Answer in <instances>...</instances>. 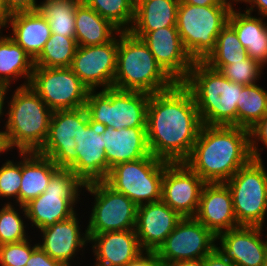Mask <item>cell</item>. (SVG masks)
I'll list each match as a JSON object with an SVG mask.
<instances>
[{
    "mask_svg": "<svg viewBox=\"0 0 267 266\" xmlns=\"http://www.w3.org/2000/svg\"><path fill=\"white\" fill-rule=\"evenodd\" d=\"M202 125L194 97L183 83L150 95L146 135L154 157L169 163L185 162Z\"/></svg>",
    "mask_w": 267,
    "mask_h": 266,
    "instance_id": "cell-1",
    "label": "cell"
},
{
    "mask_svg": "<svg viewBox=\"0 0 267 266\" xmlns=\"http://www.w3.org/2000/svg\"><path fill=\"white\" fill-rule=\"evenodd\" d=\"M252 159L248 129L202 125L185 163L206 183H225Z\"/></svg>",
    "mask_w": 267,
    "mask_h": 266,
    "instance_id": "cell-2",
    "label": "cell"
},
{
    "mask_svg": "<svg viewBox=\"0 0 267 266\" xmlns=\"http://www.w3.org/2000/svg\"><path fill=\"white\" fill-rule=\"evenodd\" d=\"M52 112L30 85L4 90L2 123L14 152H38L42 148Z\"/></svg>",
    "mask_w": 267,
    "mask_h": 266,
    "instance_id": "cell-3",
    "label": "cell"
},
{
    "mask_svg": "<svg viewBox=\"0 0 267 266\" xmlns=\"http://www.w3.org/2000/svg\"><path fill=\"white\" fill-rule=\"evenodd\" d=\"M183 84L191 91L202 124L237 126V103L245 85L227 79L203 61H195Z\"/></svg>",
    "mask_w": 267,
    "mask_h": 266,
    "instance_id": "cell-4",
    "label": "cell"
},
{
    "mask_svg": "<svg viewBox=\"0 0 267 266\" xmlns=\"http://www.w3.org/2000/svg\"><path fill=\"white\" fill-rule=\"evenodd\" d=\"M174 84L142 39L129 31L118 34L117 69L113 88L151 95L165 91Z\"/></svg>",
    "mask_w": 267,
    "mask_h": 266,
    "instance_id": "cell-5",
    "label": "cell"
},
{
    "mask_svg": "<svg viewBox=\"0 0 267 266\" xmlns=\"http://www.w3.org/2000/svg\"><path fill=\"white\" fill-rule=\"evenodd\" d=\"M85 185L71 169L59 168L51 176L45 191L24 205L30 231L33 230L29 233L33 234L35 230L49 227L82 211L78 207L86 201L82 198Z\"/></svg>",
    "mask_w": 267,
    "mask_h": 266,
    "instance_id": "cell-6",
    "label": "cell"
},
{
    "mask_svg": "<svg viewBox=\"0 0 267 266\" xmlns=\"http://www.w3.org/2000/svg\"><path fill=\"white\" fill-rule=\"evenodd\" d=\"M231 5L195 6L179 3L176 27L185 50L194 61H203L215 48L228 23Z\"/></svg>",
    "mask_w": 267,
    "mask_h": 266,
    "instance_id": "cell-7",
    "label": "cell"
},
{
    "mask_svg": "<svg viewBox=\"0 0 267 266\" xmlns=\"http://www.w3.org/2000/svg\"><path fill=\"white\" fill-rule=\"evenodd\" d=\"M150 94L115 88L90 90L85 108L96 122L114 129L146 127Z\"/></svg>",
    "mask_w": 267,
    "mask_h": 266,
    "instance_id": "cell-8",
    "label": "cell"
},
{
    "mask_svg": "<svg viewBox=\"0 0 267 266\" xmlns=\"http://www.w3.org/2000/svg\"><path fill=\"white\" fill-rule=\"evenodd\" d=\"M232 194L240 226L266 227L267 167L264 159H252L225 182Z\"/></svg>",
    "mask_w": 267,
    "mask_h": 266,
    "instance_id": "cell-9",
    "label": "cell"
},
{
    "mask_svg": "<svg viewBox=\"0 0 267 266\" xmlns=\"http://www.w3.org/2000/svg\"><path fill=\"white\" fill-rule=\"evenodd\" d=\"M84 193L88 204L89 199L93 201L91 208L86 206L90 209L86 211L89 218L85 222L87 234L135 229L138 206L126 195L114 190L104 180L87 183ZM89 195L92 198L87 197Z\"/></svg>",
    "mask_w": 267,
    "mask_h": 266,
    "instance_id": "cell-10",
    "label": "cell"
},
{
    "mask_svg": "<svg viewBox=\"0 0 267 266\" xmlns=\"http://www.w3.org/2000/svg\"><path fill=\"white\" fill-rule=\"evenodd\" d=\"M166 161L149 156L122 162L110 168L104 180L114 190L126 195L137 206L161 201Z\"/></svg>",
    "mask_w": 267,
    "mask_h": 266,
    "instance_id": "cell-11",
    "label": "cell"
},
{
    "mask_svg": "<svg viewBox=\"0 0 267 266\" xmlns=\"http://www.w3.org/2000/svg\"><path fill=\"white\" fill-rule=\"evenodd\" d=\"M78 212L68 219L35 231L37 233L33 234L37 238L38 246L51 258L63 263L65 266H80L86 262L82 259H86L85 254L89 250L87 224L84 225L83 223L87 221V217L84 216L86 213L84 212L83 214L82 211L80 216L81 213ZM82 216L86 218L83 221L81 220L83 219Z\"/></svg>",
    "mask_w": 267,
    "mask_h": 266,
    "instance_id": "cell-12",
    "label": "cell"
},
{
    "mask_svg": "<svg viewBox=\"0 0 267 266\" xmlns=\"http://www.w3.org/2000/svg\"><path fill=\"white\" fill-rule=\"evenodd\" d=\"M29 85L53 112L85 107L90 91L70 67L34 66Z\"/></svg>",
    "mask_w": 267,
    "mask_h": 266,
    "instance_id": "cell-13",
    "label": "cell"
},
{
    "mask_svg": "<svg viewBox=\"0 0 267 266\" xmlns=\"http://www.w3.org/2000/svg\"><path fill=\"white\" fill-rule=\"evenodd\" d=\"M216 235L194 217H183L156 251L163 264L204 258L216 248Z\"/></svg>",
    "mask_w": 267,
    "mask_h": 266,
    "instance_id": "cell-14",
    "label": "cell"
},
{
    "mask_svg": "<svg viewBox=\"0 0 267 266\" xmlns=\"http://www.w3.org/2000/svg\"><path fill=\"white\" fill-rule=\"evenodd\" d=\"M88 122L85 107L52 112L47 139L38 153L49 157L59 168L69 169L77 160L74 137Z\"/></svg>",
    "mask_w": 267,
    "mask_h": 266,
    "instance_id": "cell-15",
    "label": "cell"
},
{
    "mask_svg": "<svg viewBox=\"0 0 267 266\" xmlns=\"http://www.w3.org/2000/svg\"><path fill=\"white\" fill-rule=\"evenodd\" d=\"M117 52L118 35L105 44L78 46L70 68L89 90L113 88Z\"/></svg>",
    "mask_w": 267,
    "mask_h": 266,
    "instance_id": "cell-16",
    "label": "cell"
},
{
    "mask_svg": "<svg viewBox=\"0 0 267 266\" xmlns=\"http://www.w3.org/2000/svg\"><path fill=\"white\" fill-rule=\"evenodd\" d=\"M130 33L143 40L158 65L175 83L186 80L195 61L185 50L176 26Z\"/></svg>",
    "mask_w": 267,
    "mask_h": 266,
    "instance_id": "cell-17",
    "label": "cell"
},
{
    "mask_svg": "<svg viewBox=\"0 0 267 266\" xmlns=\"http://www.w3.org/2000/svg\"><path fill=\"white\" fill-rule=\"evenodd\" d=\"M205 184L185 162H166L161 200L182 217H194Z\"/></svg>",
    "mask_w": 267,
    "mask_h": 266,
    "instance_id": "cell-18",
    "label": "cell"
},
{
    "mask_svg": "<svg viewBox=\"0 0 267 266\" xmlns=\"http://www.w3.org/2000/svg\"><path fill=\"white\" fill-rule=\"evenodd\" d=\"M266 227L239 226L221 232L216 248L236 266H261L267 263Z\"/></svg>",
    "mask_w": 267,
    "mask_h": 266,
    "instance_id": "cell-19",
    "label": "cell"
},
{
    "mask_svg": "<svg viewBox=\"0 0 267 266\" xmlns=\"http://www.w3.org/2000/svg\"><path fill=\"white\" fill-rule=\"evenodd\" d=\"M107 126L89 117L88 125L75 135L77 160L69 168L85 184L103 181L107 177V157L104 132Z\"/></svg>",
    "mask_w": 267,
    "mask_h": 266,
    "instance_id": "cell-20",
    "label": "cell"
},
{
    "mask_svg": "<svg viewBox=\"0 0 267 266\" xmlns=\"http://www.w3.org/2000/svg\"><path fill=\"white\" fill-rule=\"evenodd\" d=\"M182 218L162 200L139 205L134 230L141 248L156 252Z\"/></svg>",
    "mask_w": 267,
    "mask_h": 266,
    "instance_id": "cell-21",
    "label": "cell"
},
{
    "mask_svg": "<svg viewBox=\"0 0 267 266\" xmlns=\"http://www.w3.org/2000/svg\"><path fill=\"white\" fill-rule=\"evenodd\" d=\"M91 266H126L145 251L135 230L88 234Z\"/></svg>",
    "mask_w": 267,
    "mask_h": 266,
    "instance_id": "cell-22",
    "label": "cell"
},
{
    "mask_svg": "<svg viewBox=\"0 0 267 266\" xmlns=\"http://www.w3.org/2000/svg\"><path fill=\"white\" fill-rule=\"evenodd\" d=\"M194 218L216 236L240 226L234 213L231 191L225 183H206L203 186Z\"/></svg>",
    "mask_w": 267,
    "mask_h": 266,
    "instance_id": "cell-23",
    "label": "cell"
},
{
    "mask_svg": "<svg viewBox=\"0 0 267 266\" xmlns=\"http://www.w3.org/2000/svg\"><path fill=\"white\" fill-rule=\"evenodd\" d=\"M107 157V175L116 164L134 161L149 156L146 127L114 129L107 127L104 132Z\"/></svg>",
    "mask_w": 267,
    "mask_h": 266,
    "instance_id": "cell-24",
    "label": "cell"
},
{
    "mask_svg": "<svg viewBox=\"0 0 267 266\" xmlns=\"http://www.w3.org/2000/svg\"><path fill=\"white\" fill-rule=\"evenodd\" d=\"M233 7L228 24L235 30L248 56L267 68V17Z\"/></svg>",
    "mask_w": 267,
    "mask_h": 266,
    "instance_id": "cell-25",
    "label": "cell"
},
{
    "mask_svg": "<svg viewBox=\"0 0 267 266\" xmlns=\"http://www.w3.org/2000/svg\"><path fill=\"white\" fill-rule=\"evenodd\" d=\"M7 31V35L33 60L41 53L52 34L47 20L38 10L11 14Z\"/></svg>",
    "mask_w": 267,
    "mask_h": 266,
    "instance_id": "cell-26",
    "label": "cell"
},
{
    "mask_svg": "<svg viewBox=\"0 0 267 266\" xmlns=\"http://www.w3.org/2000/svg\"><path fill=\"white\" fill-rule=\"evenodd\" d=\"M33 70V58L5 33L0 39V87H17L19 81L18 87L29 85Z\"/></svg>",
    "mask_w": 267,
    "mask_h": 266,
    "instance_id": "cell-27",
    "label": "cell"
},
{
    "mask_svg": "<svg viewBox=\"0 0 267 266\" xmlns=\"http://www.w3.org/2000/svg\"><path fill=\"white\" fill-rule=\"evenodd\" d=\"M59 167L38 152H22V178L19 190V205L40 196L48 186L51 176Z\"/></svg>",
    "mask_w": 267,
    "mask_h": 266,
    "instance_id": "cell-28",
    "label": "cell"
},
{
    "mask_svg": "<svg viewBox=\"0 0 267 266\" xmlns=\"http://www.w3.org/2000/svg\"><path fill=\"white\" fill-rule=\"evenodd\" d=\"M121 31L83 1L75 14V39L78 46L101 45L112 41Z\"/></svg>",
    "mask_w": 267,
    "mask_h": 266,
    "instance_id": "cell-29",
    "label": "cell"
},
{
    "mask_svg": "<svg viewBox=\"0 0 267 266\" xmlns=\"http://www.w3.org/2000/svg\"><path fill=\"white\" fill-rule=\"evenodd\" d=\"M180 0H135V17L129 32H150L176 26Z\"/></svg>",
    "mask_w": 267,
    "mask_h": 266,
    "instance_id": "cell-30",
    "label": "cell"
},
{
    "mask_svg": "<svg viewBox=\"0 0 267 266\" xmlns=\"http://www.w3.org/2000/svg\"><path fill=\"white\" fill-rule=\"evenodd\" d=\"M82 0H40L38 11L47 20L51 33L75 37V14Z\"/></svg>",
    "mask_w": 267,
    "mask_h": 266,
    "instance_id": "cell-31",
    "label": "cell"
},
{
    "mask_svg": "<svg viewBox=\"0 0 267 266\" xmlns=\"http://www.w3.org/2000/svg\"><path fill=\"white\" fill-rule=\"evenodd\" d=\"M257 82L245 85L237 103V127L250 129L267 113V90Z\"/></svg>",
    "mask_w": 267,
    "mask_h": 266,
    "instance_id": "cell-32",
    "label": "cell"
},
{
    "mask_svg": "<svg viewBox=\"0 0 267 266\" xmlns=\"http://www.w3.org/2000/svg\"><path fill=\"white\" fill-rule=\"evenodd\" d=\"M248 57L247 51L239 41L235 30L227 23L219 33L215 48L203 60L212 69L220 70L231 61L244 60Z\"/></svg>",
    "mask_w": 267,
    "mask_h": 266,
    "instance_id": "cell-33",
    "label": "cell"
},
{
    "mask_svg": "<svg viewBox=\"0 0 267 266\" xmlns=\"http://www.w3.org/2000/svg\"><path fill=\"white\" fill-rule=\"evenodd\" d=\"M78 45L75 37L52 33L41 53L34 59V66L45 68L71 67Z\"/></svg>",
    "mask_w": 267,
    "mask_h": 266,
    "instance_id": "cell-34",
    "label": "cell"
},
{
    "mask_svg": "<svg viewBox=\"0 0 267 266\" xmlns=\"http://www.w3.org/2000/svg\"><path fill=\"white\" fill-rule=\"evenodd\" d=\"M0 245L18 243L32 236L23 205L0 204ZM22 214V215H21Z\"/></svg>",
    "mask_w": 267,
    "mask_h": 266,
    "instance_id": "cell-35",
    "label": "cell"
},
{
    "mask_svg": "<svg viewBox=\"0 0 267 266\" xmlns=\"http://www.w3.org/2000/svg\"><path fill=\"white\" fill-rule=\"evenodd\" d=\"M121 32L129 31L135 17V0H82Z\"/></svg>",
    "mask_w": 267,
    "mask_h": 266,
    "instance_id": "cell-36",
    "label": "cell"
},
{
    "mask_svg": "<svg viewBox=\"0 0 267 266\" xmlns=\"http://www.w3.org/2000/svg\"><path fill=\"white\" fill-rule=\"evenodd\" d=\"M9 158L0 161V163L2 162L0 166V201H2L0 203L2 204L6 200L4 204L19 205V190L22 178V152H15L11 159Z\"/></svg>",
    "mask_w": 267,
    "mask_h": 266,
    "instance_id": "cell-37",
    "label": "cell"
},
{
    "mask_svg": "<svg viewBox=\"0 0 267 266\" xmlns=\"http://www.w3.org/2000/svg\"><path fill=\"white\" fill-rule=\"evenodd\" d=\"M267 70L256 60L247 57L244 60L231 61V64L224 65L219 71L230 81L242 85H253L261 80Z\"/></svg>",
    "mask_w": 267,
    "mask_h": 266,
    "instance_id": "cell-38",
    "label": "cell"
},
{
    "mask_svg": "<svg viewBox=\"0 0 267 266\" xmlns=\"http://www.w3.org/2000/svg\"><path fill=\"white\" fill-rule=\"evenodd\" d=\"M37 247L36 236L18 243L0 245V266H26V262Z\"/></svg>",
    "mask_w": 267,
    "mask_h": 266,
    "instance_id": "cell-39",
    "label": "cell"
},
{
    "mask_svg": "<svg viewBox=\"0 0 267 266\" xmlns=\"http://www.w3.org/2000/svg\"><path fill=\"white\" fill-rule=\"evenodd\" d=\"M249 133L253 159H264L262 158L263 151L267 149V113L249 129Z\"/></svg>",
    "mask_w": 267,
    "mask_h": 266,
    "instance_id": "cell-40",
    "label": "cell"
},
{
    "mask_svg": "<svg viewBox=\"0 0 267 266\" xmlns=\"http://www.w3.org/2000/svg\"><path fill=\"white\" fill-rule=\"evenodd\" d=\"M26 266H65L63 263L51 258L39 246L32 252Z\"/></svg>",
    "mask_w": 267,
    "mask_h": 266,
    "instance_id": "cell-41",
    "label": "cell"
},
{
    "mask_svg": "<svg viewBox=\"0 0 267 266\" xmlns=\"http://www.w3.org/2000/svg\"><path fill=\"white\" fill-rule=\"evenodd\" d=\"M6 10L11 14L17 12L36 11L38 9V0H3Z\"/></svg>",
    "mask_w": 267,
    "mask_h": 266,
    "instance_id": "cell-42",
    "label": "cell"
},
{
    "mask_svg": "<svg viewBox=\"0 0 267 266\" xmlns=\"http://www.w3.org/2000/svg\"><path fill=\"white\" fill-rule=\"evenodd\" d=\"M203 263L204 266H236L232 261L227 260L217 248L203 258Z\"/></svg>",
    "mask_w": 267,
    "mask_h": 266,
    "instance_id": "cell-43",
    "label": "cell"
},
{
    "mask_svg": "<svg viewBox=\"0 0 267 266\" xmlns=\"http://www.w3.org/2000/svg\"><path fill=\"white\" fill-rule=\"evenodd\" d=\"M161 262L158 260L156 252L142 253L134 261H131L126 266H158Z\"/></svg>",
    "mask_w": 267,
    "mask_h": 266,
    "instance_id": "cell-44",
    "label": "cell"
},
{
    "mask_svg": "<svg viewBox=\"0 0 267 266\" xmlns=\"http://www.w3.org/2000/svg\"><path fill=\"white\" fill-rule=\"evenodd\" d=\"M243 5H246L245 11L267 17V0H245Z\"/></svg>",
    "mask_w": 267,
    "mask_h": 266,
    "instance_id": "cell-45",
    "label": "cell"
},
{
    "mask_svg": "<svg viewBox=\"0 0 267 266\" xmlns=\"http://www.w3.org/2000/svg\"><path fill=\"white\" fill-rule=\"evenodd\" d=\"M2 122H0V160L1 158L4 159L11 154V156L13 155L11 152H13V149L9 143V139H8V135L5 131V127L1 126ZM10 152V153H9ZM6 154V155H5Z\"/></svg>",
    "mask_w": 267,
    "mask_h": 266,
    "instance_id": "cell-46",
    "label": "cell"
},
{
    "mask_svg": "<svg viewBox=\"0 0 267 266\" xmlns=\"http://www.w3.org/2000/svg\"><path fill=\"white\" fill-rule=\"evenodd\" d=\"M180 2L195 6L229 5L222 0H180Z\"/></svg>",
    "mask_w": 267,
    "mask_h": 266,
    "instance_id": "cell-47",
    "label": "cell"
},
{
    "mask_svg": "<svg viewBox=\"0 0 267 266\" xmlns=\"http://www.w3.org/2000/svg\"><path fill=\"white\" fill-rule=\"evenodd\" d=\"M169 266H204V263H203V258H201L195 260L173 262L169 264Z\"/></svg>",
    "mask_w": 267,
    "mask_h": 266,
    "instance_id": "cell-48",
    "label": "cell"
},
{
    "mask_svg": "<svg viewBox=\"0 0 267 266\" xmlns=\"http://www.w3.org/2000/svg\"><path fill=\"white\" fill-rule=\"evenodd\" d=\"M10 13L6 10L4 1L0 0V23H8Z\"/></svg>",
    "mask_w": 267,
    "mask_h": 266,
    "instance_id": "cell-49",
    "label": "cell"
},
{
    "mask_svg": "<svg viewBox=\"0 0 267 266\" xmlns=\"http://www.w3.org/2000/svg\"><path fill=\"white\" fill-rule=\"evenodd\" d=\"M225 3H228L229 5H231L232 7H238L237 5H239V3H244L245 0H222Z\"/></svg>",
    "mask_w": 267,
    "mask_h": 266,
    "instance_id": "cell-50",
    "label": "cell"
},
{
    "mask_svg": "<svg viewBox=\"0 0 267 266\" xmlns=\"http://www.w3.org/2000/svg\"><path fill=\"white\" fill-rule=\"evenodd\" d=\"M4 88L0 87V122H2V109H3V94H4Z\"/></svg>",
    "mask_w": 267,
    "mask_h": 266,
    "instance_id": "cell-51",
    "label": "cell"
},
{
    "mask_svg": "<svg viewBox=\"0 0 267 266\" xmlns=\"http://www.w3.org/2000/svg\"><path fill=\"white\" fill-rule=\"evenodd\" d=\"M7 24L8 23H0V39L5 35L3 32H7Z\"/></svg>",
    "mask_w": 267,
    "mask_h": 266,
    "instance_id": "cell-52",
    "label": "cell"
},
{
    "mask_svg": "<svg viewBox=\"0 0 267 266\" xmlns=\"http://www.w3.org/2000/svg\"><path fill=\"white\" fill-rule=\"evenodd\" d=\"M158 266H169V265L160 263Z\"/></svg>",
    "mask_w": 267,
    "mask_h": 266,
    "instance_id": "cell-53",
    "label": "cell"
}]
</instances>
